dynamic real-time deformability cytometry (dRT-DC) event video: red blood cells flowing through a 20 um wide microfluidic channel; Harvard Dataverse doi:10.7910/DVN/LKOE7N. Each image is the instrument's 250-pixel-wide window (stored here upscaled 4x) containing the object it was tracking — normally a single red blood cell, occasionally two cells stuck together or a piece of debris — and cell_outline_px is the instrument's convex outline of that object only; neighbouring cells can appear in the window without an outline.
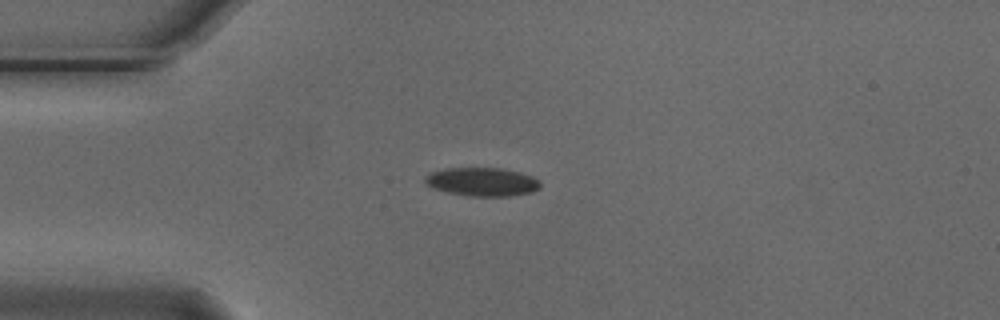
{"species": "Egyptian fruit bat (a non-hibernating species)", "species_latin": "Rousettus aegyptiacus", "temperature_condition": "cold", "stored_images_in_passage": 4, "camera_frame_rate_fps": 3000, "um_per_image_px": 0.085, "animal": {"sex": "male"}, "frame": {"image": 1, "passage_image": 3, "time_ms": 0.667, "image_size_px": [1000, 320], "cell_outline_px": [[540, 188], [532, 192], [508, 196], [468, 196], [444, 192], [424, 184], [424, 176], [432, 172], [444, 168], [500, 168], [520, 172], [532, 176], [540, 180]], "centroid_in_image_um": [40.96, 15.46], "position_along_channel_um": 44.0, "area_um2": 19.36}}